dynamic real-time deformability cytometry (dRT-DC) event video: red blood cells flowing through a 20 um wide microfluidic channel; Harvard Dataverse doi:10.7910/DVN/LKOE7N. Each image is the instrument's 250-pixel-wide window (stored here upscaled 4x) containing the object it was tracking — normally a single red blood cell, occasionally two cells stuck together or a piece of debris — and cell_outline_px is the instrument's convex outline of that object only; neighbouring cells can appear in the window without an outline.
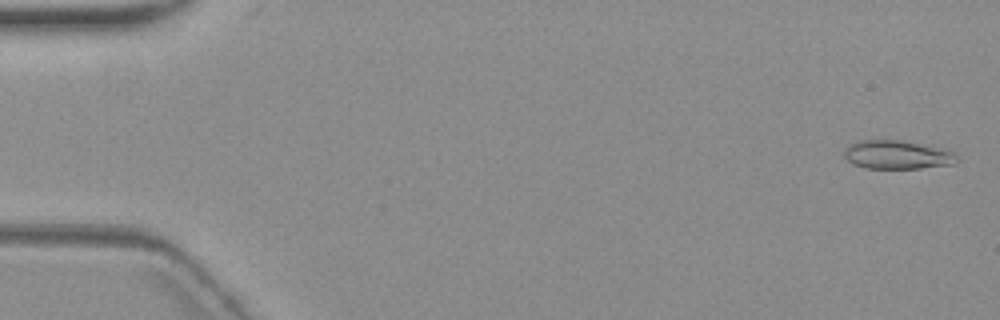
{"species": "common noctule bat (a hibernating species)", "species_latin": "Nyctalus noctula", "temperature_condition": "warm", "stored_images_in_passage": 6, "camera_frame_rate_fps": 3000, "um_per_image_px": 0.085, "animal": {"sex": "female", "body_mass_g": 19.3, "forearm_length_mm": 54.1}, "frame": {"image": 1, "passage_image": 1, "time_ms": 0.0, "image_size_px": [1000, 320], "cell_outline_px": [[956, 160], [952, 164], [920, 168], [864, 168], [852, 164], [844, 156], [844, 152], [856, 140], [904, 140], [952, 152], [956, 156]], "centroid_in_image_um": [76.19, 13.16], "position_along_channel_um": 8.8, "area_um2": 18.38}}
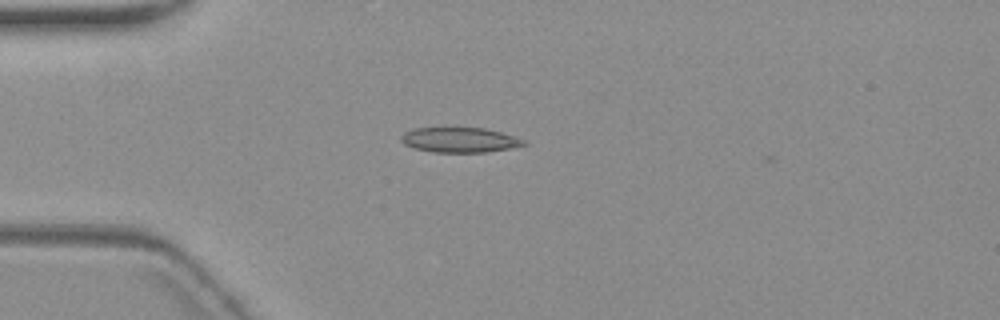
{"frame": {"image": 2, "passage_image": 5, "time_ms": 4.667, "image_size_px": [1000, 320], "cell_outline_px": [[528, 144], [488, 152], [432, 152], [416, 148], [404, 144], [400, 140], [400, 136], [404, 132], [416, 128], [484, 128], [500, 132], [524, 140]], "centroid_in_image_um": [39.04, 11.89], "position_along_channel_um": 46.0, "area_um2": 17.63}}